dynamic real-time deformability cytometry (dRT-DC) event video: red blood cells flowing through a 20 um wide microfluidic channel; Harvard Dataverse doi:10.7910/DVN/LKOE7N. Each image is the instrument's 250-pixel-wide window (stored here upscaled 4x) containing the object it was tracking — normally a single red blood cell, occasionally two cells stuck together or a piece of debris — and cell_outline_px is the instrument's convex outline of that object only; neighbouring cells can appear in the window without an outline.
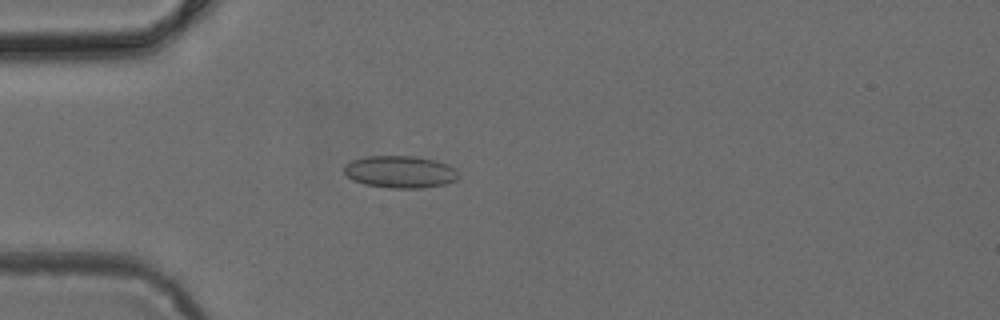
{"species": "common noctule bat (a hibernating species)", "species_latin": "Nyctalus noctula", "temperature_condition": "cold", "stored_images_in_passage": 49, "camera_frame_rate_fps": 3000, "um_per_image_px": 0.085, "animal": {"sex": "female", "body_mass_g": 24.6, "forearm_length_mm": 56.2}, "frame": {"image": 1, "passage_image": 14, "time_ms": 4.333, "image_size_px": [1000, 320], "cell_outline_px": [[460, 176], [456, 180], [444, 184], [420, 188], [388, 188], [364, 184], [352, 180], [344, 172], [344, 168], [352, 160], [364, 156], [416, 156], [436, 160], [448, 164], [456, 168]], "centroid_in_image_um": [34.04, 14.6], "position_along_channel_um": 51.0, "area_um2": 21.62}}
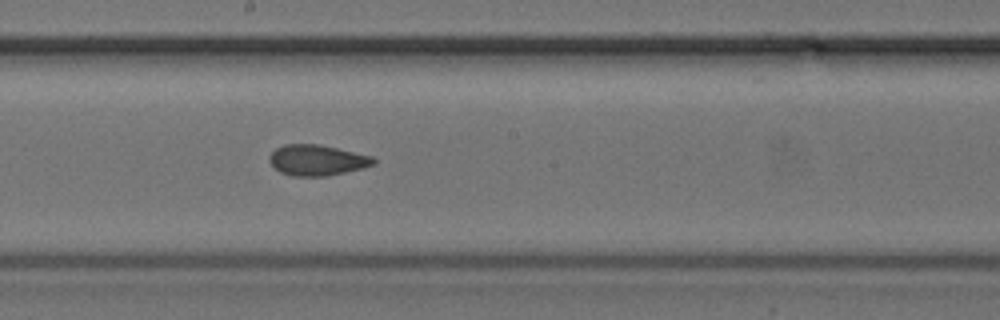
{"frame": {"image": 2, "passage_image": 27, "time_ms": 8.667, "image_size_px": [1000, 320], "cell_outline_px": [[376, 164], [364, 168], [328, 176], [292, 176], [280, 172], [268, 160], [268, 156], [276, 148], [284, 144], [320, 144], [372, 156], [376, 160]], "centroid_in_image_um": [26.96, 13.61], "position_along_channel_um": 221.2, "area_um2": 18.79}}
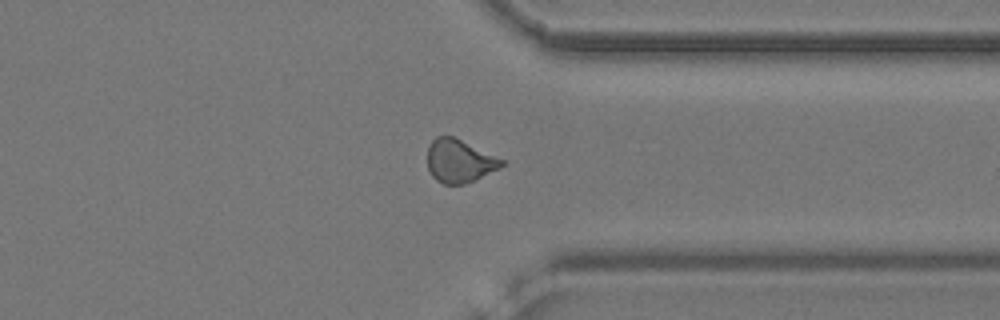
{"frame": {"image": 3, "passage_image": 38, "time_ms": 12.333, "image_size_px": [1000, 320], "cell_outline_px": [[504, 164], [500, 168], [464, 184], [444, 184], [436, 180], [432, 176], [428, 168], [428, 144], [436, 136], [452, 136], [504, 160]], "centroid_in_image_um": [39.02, 13.68], "position_along_channel_um": 372.4, "area_um2": 18.38}}